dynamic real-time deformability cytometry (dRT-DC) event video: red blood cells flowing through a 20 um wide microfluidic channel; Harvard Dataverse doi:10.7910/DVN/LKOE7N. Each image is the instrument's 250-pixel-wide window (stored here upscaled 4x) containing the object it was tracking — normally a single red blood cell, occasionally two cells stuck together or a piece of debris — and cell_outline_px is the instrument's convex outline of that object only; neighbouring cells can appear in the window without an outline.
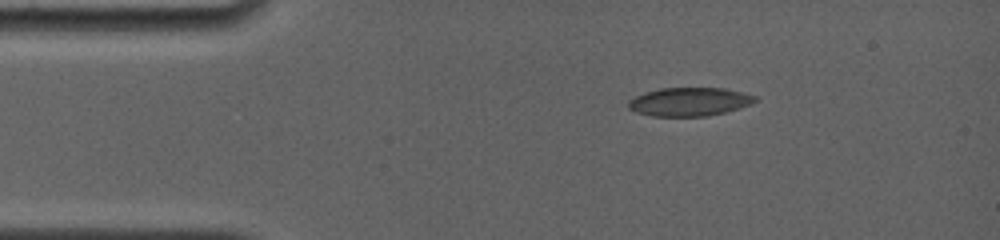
{"species": "common noctule bat (a hibernating species)", "species_latin": "Nyctalus noctula", "temperature_condition": "room temperature", "stored_images_in_passage": 15, "camera_frame_rate_fps": 4000, "um_per_image_px": 0.085, "animal": {"sex": "female", "body_mass_g": 19.0, "forearm_length_mm": 56.7}, "frame": {"image": 1, "passage_image": 3, "time_ms": 2.0, "image_size_px": [1000, 240], "cell_outline_px": [[756, 100], [752, 104], [740, 108], [724, 112], [704, 116], [652, 116], [636, 112], [628, 108], [628, 100], [644, 92], [660, 88], [724, 88], [756, 96]], "centroid_in_image_um": [58.57, 8.65], "position_along_channel_um": 26.4, "area_um2": 20.98}}
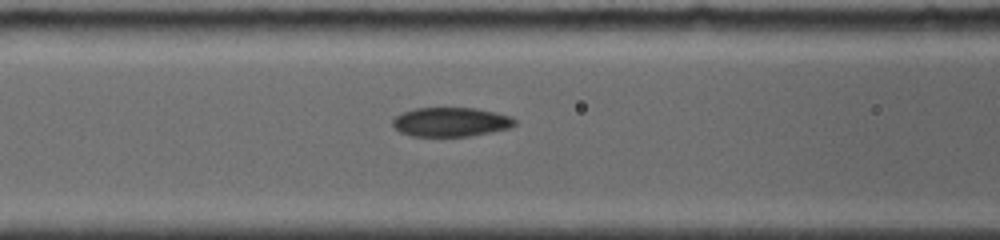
{"frame": {"image": 2, "passage_image": 10, "time_ms": 6.0, "image_size_px": [1000, 240], "cell_outline_px": [[516, 124], [508, 128], [472, 136], [412, 136], [400, 132], [392, 124], [392, 120], [396, 116], [404, 112], [416, 108], [476, 108], [508, 116], [516, 120]], "centroid_in_image_um": [38.3, 10.37], "position_along_channel_um": 128.3, "area_um2": 20.52}}
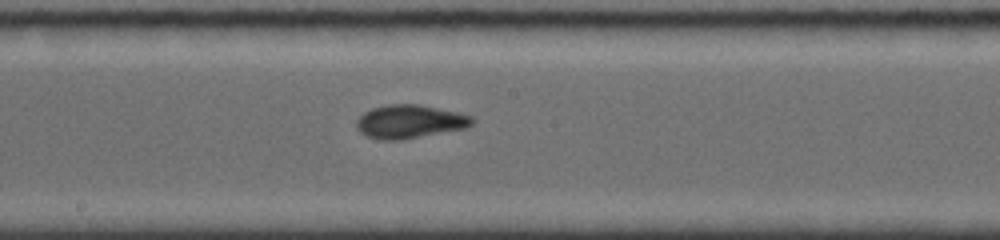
{"frame": {"image": 3, "passage_image": 15, "time_ms": 8.25, "image_size_px": [1000, 240], "cell_outline_px": [[472, 124], [464, 128], [404, 140], [380, 140], [368, 136], [360, 132], [356, 128], [356, 120], [364, 112], [372, 108], [388, 104], [420, 104], [456, 112], [472, 116]], "centroid_in_image_um": [34.78, 10.34], "position_along_channel_um": 213.4, "area_um2": 22.48}}